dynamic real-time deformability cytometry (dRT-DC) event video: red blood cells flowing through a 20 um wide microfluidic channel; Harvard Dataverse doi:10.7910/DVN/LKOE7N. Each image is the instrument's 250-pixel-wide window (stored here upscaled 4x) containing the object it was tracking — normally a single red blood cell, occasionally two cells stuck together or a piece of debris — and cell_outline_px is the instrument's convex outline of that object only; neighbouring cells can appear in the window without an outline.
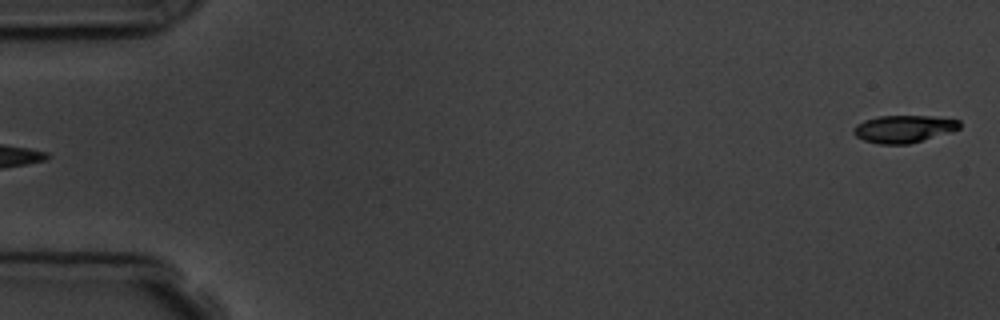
{"species": "common noctule bat (a hibernating species)", "species_latin": "Nyctalus noctula", "temperature_condition": "room temperature", "stored_images_in_passage": 4, "camera_frame_rate_fps": 3000, "um_per_image_px": 0.085, "animal": {"sex": "male", "body_mass_g": 19.5, "forearm_length_mm": 54.6}, "frame": {"image": 1, "passage_image": 4, "time_ms": 4.333, "image_size_px": [1000, 320], "cell_outline_px": [[960, 128], [952, 132], [908, 144], [880, 144], [864, 140], [856, 136], [852, 132], [852, 128], [856, 124], [864, 120], [880, 116], [932, 116], [960, 120]], "centroid_in_image_um": [76.81, 10.95], "position_along_channel_um": 8.2, "area_um2": 16.99}}